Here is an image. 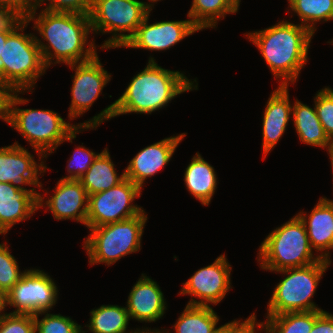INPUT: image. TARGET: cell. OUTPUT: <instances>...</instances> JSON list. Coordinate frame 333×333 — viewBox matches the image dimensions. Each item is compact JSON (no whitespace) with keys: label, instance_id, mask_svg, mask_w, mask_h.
Masks as SVG:
<instances>
[{"label":"cell","instance_id":"cell-1","mask_svg":"<svg viewBox=\"0 0 333 333\" xmlns=\"http://www.w3.org/2000/svg\"><path fill=\"white\" fill-rule=\"evenodd\" d=\"M146 65L142 71L132 77L117 100L92 119L76 125L98 127L103 121L129 113L151 115L152 112L168 106L178 95L193 89L198 90L196 78L192 81L181 71L162 68L152 56Z\"/></svg>","mask_w":333,"mask_h":333},{"label":"cell","instance_id":"cell-2","mask_svg":"<svg viewBox=\"0 0 333 333\" xmlns=\"http://www.w3.org/2000/svg\"><path fill=\"white\" fill-rule=\"evenodd\" d=\"M37 11L35 9L27 21H34L33 29L40 34V38H35L47 69L52 64L85 62L97 54L96 48L99 46L88 36L92 34L89 15L42 9L36 15Z\"/></svg>","mask_w":333,"mask_h":333},{"label":"cell","instance_id":"cell-3","mask_svg":"<svg viewBox=\"0 0 333 333\" xmlns=\"http://www.w3.org/2000/svg\"><path fill=\"white\" fill-rule=\"evenodd\" d=\"M244 36L257 47L278 85L290 86L298 81L314 37L307 28L283 19Z\"/></svg>","mask_w":333,"mask_h":333},{"label":"cell","instance_id":"cell-4","mask_svg":"<svg viewBox=\"0 0 333 333\" xmlns=\"http://www.w3.org/2000/svg\"><path fill=\"white\" fill-rule=\"evenodd\" d=\"M25 91H16L10 103L9 125L29 142L38 154V160L44 162L63 142L76 138L84 130L97 127L77 126L65 121L60 114L48 109H20L17 105L29 103V99L20 97Z\"/></svg>","mask_w":333,"mask_h":333},{"label":"cell","instance_id":"cell-5","mask_svg":"<svg viewBox=\"0 0 333 333\" xmlns=\"http://www.w3.org/2000/svg\"><path fill=\"white\" fill-rule=\"evenodd\" d=\"M257 254L261 270L270 272L304 267L321 260L314 254L305 225L297 214L271 231Z\"/></svg>","mask_w":333,"mask_h":333},{"label":"cell","instance_id":"cell-6","mask_svg":"<svg viewBox=\"0 0 333 333\" xmlns=\"http://www.w3.org/2000/svg\"><path fill=\"white\" fill-rule=\"evenodd\" d=\"M148 215L145 211L132 218L89 228L83 248L89 265L105 264L108 267L119 259L141 250V241Z\"/></svg>","mask_w":333,"mask_h":333},{"label":"cell","instance_id":"cell-7","mask_svg":"<svg viewBox=\"0 0 333 333\" xmlns=\"http://www.w3.org/2000/svg\"><path fill=\"white\" fill-rule=\"evenodd\" d=\"M27 21L15 33L7 36L0 55V81L9 84L15 91L33 93L37 80L45 74L40 48L34 33H24Z\"/></svg>","mask_w":333,"mask_h":333},{"label":"cell","instance_id":"cell-8","mask_svg":"<svg viewBox=\"0 0 333 333\" xmlns=\"http://www.w3.org/2000/svg\"><path fill=\"white\" fill-rule=\"evenodd\" d=\"M331 262L321 259L304 267L275 271L274 273L284 274L285 278L275 286L265 316L323 310L312 301V298Z\"/></svg>","mask_w":333,"mask_h":333},{"label":"cell","instance_id":"cell-9","mask_svg":"<svg viewBox=\"0 0 333 333\" xmlns=\"http://www.w3.org/2000/svg\"><path fill=\"white\" fill-rule=\"evenodd\" d=\"M150 9L139 0H92L89 14L93 34H112L101 49L121 48L135 34Z\"/></svg>","mask_w":333,"mask_h":333},{"label":"cell","instance_id":"cell-10","mask_svg":"<svg viewBox=\"0 0 333 333\" xmlns=\"http://www.w3.org/2000/svg\"><path fill=\"white\" fill-rule=\"evenodd\" d=\"M141 192L139 186L125 177L114 187L89 195L86 227H99L141 214L144 209L133 204Z\"/></svg>","mask_w":333,"mask_h":333},{"label":"cell","instance_id":"cell-11","mask_svg":"<svg viewBox=\"0 0 333 333\" xmlns=\"http://www.w3.org/2000/svg\"><path fill=\"white\" fill-rule=\"evenodd\" d=\"M58 287L48 273L26 269L20 280L6 293V306L14 307L12 314L36 315L49 312L58 301Z\"/></svg>","mask_w":333,"mask_h":333},{"label":"cell","instance_id":"cell-12","mask_svg":"<svg viewBox=\"0 0 333 333\" xmlns=\"http://www.w3.org/2000/svg\"><path fill=\"white\" fill-rule=\"evenodd\" d=\"M227 260L226 255L221 254L212 264L195 271L183 283L178 295L191 296L187 305L216 306L232 289L230 278L232 267Z\"/></svg>","mask_w":333,"mask_h":333},{"label":"cell","instance_id":"cell-13","mask_svg":"<svg viewBox=\"0 0 333 333\" xmlns=\"http://www.w3.org/2000/svg\"><path fill=\"white\" fill-rule=\"evenodd\" d=\"M75 70L71 87V104L69 105L68 118L75 120L90 110V107L102 94V90L111 80L101 61L98 53L90 60L68 65Z\"/></svg>","mask_w":333,"mask_h":333},{"label":"cell","instance_id":"cell-14","mask_svg":"<svg viewBox=\"0 0 333 333\" xmlns=\"http://www.w3.org/2000/svg\"><path fill=\"white\" fill-rule=\"evenodd\" d=\"M46 169L49 168L44 162H37L34 155L17 141L0 148V182L13 184L23 192L40 193L35 188L27 189L25 186L43 189L39 176L44 175L42 173Z\"/></svg>","mask_w":333,"mask_h":333},{"label":"cell","instance_id":"cell-15","mask_svg":"<svg viewBox=\"0 0 333 333\" xmlns=\"http://www.w3.org/2000/svg\"><path fill=\"white\" fill-rule=\"evenodd\" d=\"M149 11L135 34L123 46L124 48L165 51L184 38L200 31L188 17L186 20L156 21L149 23Z\"/></svg>","mask_w":333,"mask_h":333},{"label":"cell","instance_id":"cell-16","mask_svg":"<svg viewBox=\"0 0 333 333\" xmlns=\"http://www.w3.org/2000/svg\"><path fill=\"white\" fill-rule=\"evenodd\" d=\"M53 191L47 200L39 194L38 209L46 207L58 221L69 219L86 226L89 196L81 181L60 179Z\"/></svg>","mask_w":333,"mask_h":333},{"label":"cell","instance_id":"cell-17","mask_svg":"<svg viewBox=\"0 0 333 333\" xmlns=\"http://www.w3.org/2000/svg\"><path fill=\"white\" fill-rule=\"evenodd\" d=\"M185 136L186 133L173 135L141 149L124 169L125 177L142 189L147 178L154 176L169 163Z\"/></svg>","mask_w":333,"mask_h":333},{"label":"cell","instance_id":"cell-18","mask_svg":"<svg viewBox=\"0 0 333 333\" xmlns=\"http://www.w3.org/2000/svg\"><path fill=\"white\" fill-rule=\"evenodd\" d=\"M129 292L126 308L130 319L139 322H156L164 316L167 302L156 281L141 274Z\"/></svg>","mask_w":333,"mask_h":333},{"label":"cell","instance_id":"cell-19","mask_svg":"<svg viewBox=\"0 0 333 333\" xmlns=\"http://www.w3.org/2000/svg\"><path fill=\"white\" fill-rule=\"evenodd\" d=\"M288 90V86L278 85L265 105L262 116L263 160L282 138L292 118L293 103L289 99Z\"/></svg>","mask_w":333,"mask_h":333},{"label":"cell","instance_id":"cell-20","mask_svg":"<svg viewBox=\"0 0 333 333\" xmlns=\"http://www.w3.org/2000/svg\"><path fill=\"white\" fill-rule=\"evenodd\" d=\"M297 215L305 225L310 246L316 255L319 253L321 259L331 261L329 250H333V199L320 197L310 214L300 210Z\"/></svg>","mask_w":333,"mask_h":333},{"label":"cell","instance_id":"cell-21","mask_svg":"<svg viewBox=\"0 0 333 333\" xmlns=\"http://www.w3.org/2000/svg\"><path fill=\"white\" fill-rule=\"evenodd\" d=\"M39 194L23 192L13 184L0 182V235H6L16 223L35 214Z\"/></svg>","mask_w":333,"mask_h":333},{"label":"cell","instance_id":"cell-22","mask_svg":"<svg viewBox=\"0 0 333 333\" xmlns=\"http://www.w3.org/2000/svg\"><path fill=\"white\" fill-rule=\"evenodd\" d=\"M292 120L300 142L326 149L329 156L332 154L333 142L324 131L315 105L311 108L300 100L295 99L292 107Z\"/></svg>","mask_w":333,"mask_h":333},{"label":"cell","instance_id":"cell-23","mask_svg":"<svg viewBox=\"0 0 333 333\" xmlns=\"http://www.w3.org/2000/svg\"><path fill=\"white\" fill-rule=\"evenodd\" d=\"M183 177L189 193L203 206H208L217 189L215 168L197 152L185 169Z\"/></svg>","mask_w":333,"mask_h":333},{"label":"cell","instance_id":"cell-24","mask_svg":"<svg viewBox=\"0 0 333 333\" xmlns=\"http://www.w3.org/2000/svg\"><path fill=\"white\" fill-rule=\"evenodd\" d=\"M114 166L110 152L106 147L98 154L89 169L79 179L87 191L88 196L106 191L125 178L124 172L119 176Z\"/></svg>","mask_w":333,"mask_h":333},{"label":"cell","instance_id":"cell-25","mask_svg":"<svg viewBox=\"0 0 333 333\" xmlns=\"http://www.w3.org/2000/svg\"><path fill=\"white\" fill-rule=\"evenodd\" d=\"M129 321L130 316L126 306L101 305L90 311L89 323L84 326L88 328L84 331V327H82V333L88 331L92 333H135L141 329L136 328L128 331Z\"/></svg>","mask_w":333,"mask_h":333},{"label":"cell","instance_id":"cell-26","mask_svg":"<svg viewBox=\"0 0 333 333\" xmlns=\"http://www.w3.org/2000/svg\"><path fill=\"white\" fill-rule=\"evenodd\" d=\"M219 316L212 306H193L187 305L183 312L178 316L177 321L172 327L175 333H215L220 326ZM170 331V332H169ZM161 333H172L171 330L163 328Z\"/></svg>","mask_w":333,"mask_h":333},{"label":"cell","instance_id":"cell-27","mask_svg":"<svg viewBox=\"0 0 333 333\" xmlns=\"http://www.w3.org/2000/svg\"><path fill=\"white\" fill-rule=\"evenodd\" d=\"M324 310L288 312L275 316H265V333H310L316 318Z\"/></svg>","mask_w":333,"mask_h":333},{"label":"cell","instance_id":"cell-28","mask_svg":"<svg viewBox=\"0 0 333 333\" xmlns=\"http://www.w3.org/2000/svg\"><path fill=\"white\" fill-rule=\"evenodd\" d=\"M288 9L294 12L300 25L307 28L313 35L318 22L333 20V0H288Z\"/></svg>","mask_w":333,"mask_h":333},{"label":"cell","instance_id":"cell-29","mask_svg":"<svg viewBox=\"0 0 333 333\" xmlns=\"http://www.w3.org/2000/svg\"><path fill=\"white\" fill-rule=\"evenodd\" d=\"M235 13L225 0H192L187 17L202 31L217 28L218 21L224 19L227 14Z\"/></svg>","mask_w":333,"mask_h":333},{"label":"cell","instance_id":"cell-30","mask_svg":"<svg viewBox=\"0 0 333 333\" xmlns=\"http://www.w3.org/2000/svg\"><path fill=\"white\" fill-rule=\"evenodd\" d=\"M43 318L39 319V316ZM35 333H82L79 325L71 317L48 312H39L34 315Z\"/></svg>","mask_w":333,"mask_h":333},{"label":"cell","instance_id":"cell-31","mask_svg":"<svg viewBox=\"0 0 333 333\" xmlns=\"http://www.w3.org/2000/svg\"><path fill=\"white\" fill-rule=\"evenodd\" d=\"M7 245V242L0 243V290L5 294L13 288L25 272V270H19V263Z\"/></svg>","mask_w":333,"mask_h":333},{"label":"cell","instance_id":"cell-32","mask_svg":"<svg viewBox=\"0 0 333 333\" xmlns=\"http://www.w3.org/2000/svg\"><path fill=\"white\" fill-rule=\"evenodd\" d=\"M314 99V105L318 118L328 138L333 142V89L323 87L318 90Z\"/></svg>","mask_w":333,"mask_h":333},{"label":"cell","instance_id":"cell-33","mask_svg":"<svg viewBox=\"0 0 333 333\" xmlns=\"http://www.w3.org/2000/svg\"><path fill=\"white\" fill-rule=\"evenodd\" d=\"M98 154L83 146V143L81 146H77L75 151H73V155L67 161L68 165L66 169L68 175L60 179L79 180L92 165Z\"/></svg>","mask_w":333,"mask_h":333},{"label":"cell","instance_id":"cell-34","mask_svg":"<svg viewBox=\"0 0 333 333\" xmlns=\"http://www.w3.org/2000/svg\"><path fill=\"white\" fill-rule=\"evenodd\" d=\"M47 1L49 3L42 10L89 15L92 7V0H36V9L41 8Z\"/></svg>","mask_w":333,"mask_h":333},{"label":"cell","instance_id":"cell-35","mask_svg":"<svg viewBox=\"0 0 333 333\" xmlns=\"http://www.w3.org/2000/svg\"><path fill=\"white\" fill-rule=\"evenodd\" d=\"M0 333H35L34 316L7 313L0 320Z\"/></svg>","mask_w":333,"mask_h":333},{"label":"cell","instance_id":"cell-36","mask_svg":"<svg viewBox=\"0 0 333 333\" xmlns=\"http://www.w3.org/2000/svg\"><path fill=\"white\" fill-rule=\"evenodd\" d=\"M27 22V17L12 6L0 4V33L13 34Z\"/></svg>","mask_w":333,"mask_h":333},{"label":"cell","instance_id":"cell-37","mask_svg":"<svg viewBox=\"0 0 333 333\" xmlns=\"http://www.w3.org/2000/svg\"><path fill=\"white\" fill-rule=\"evenodd\" d=\"M257 315L253 312L244 321L241 318L234 319L223 325V333H260L264 331L263 322H257ZM257 328V329H256ZM260 329V332L259 330Z\"/></svg>","mask_w":333,"mask_h":333},{"label":"cell","instance_id":"cell-38","mask_svg":"<svg viewBox=\"0 0 333 333\" xmlns=\"http://www.w3.org/2000/svg\"><path fill=\"white\" fill-rule=\"evenodd\" d=\"M16 91L7 83L0 81V119L9 123L10 103Z\"/></svg>","mask_w":333,"mask_h":333},{"label":"cell","instance_id":"cell-39","mask_svg":"<svg viewBox=\"0 0 333 333\" xmlns=\"http://www.w3.org/2000/svg\"><path fill=\"white\" fill-rule=\"evenodd\" d=\"M310 333H333V314L323 311L314 321Z\"/></svg>","mask_w":333,"mask_h":333},{"label":"cell","instance_id":"cell-40","mask_svg":"<svg viewBox=\"0 0 333 333\" xmlns=\"http://www.w3.org/2000/svg\"><path fill=\"white\" fill-rule=\"evenodd\" d=\"M0 4L12 6L26 17L36 9V0H0Z\"/></svg>","mask_w":333,"mask_h":333},{"label":"cell","instance_id":"cell-41","mask_svg":"<svg viewBox=\"0 0 333 333\" xmlns=\"http://www.w3.org/2000/svg\"><path fill=\"white\" fill-rule=\"evenodd\" d=\"M6 307V294L0 290V320L7 314Z\"/></svg>","mask_w":333,"mask_h":333},{"label":"cell","instance_id":"cell-42","mask_svg":"<svg viewBox=\"0 0 333 333\" xmlns=\"http://www.w3.org/2000/svg\"><path fill=\"white\" fill-rule=\"evenodd\" d=\"M227 4L237 13L241 0H225Z\"/></svg>","mask_w":333,"mask_h":333},{"label":"cell","instance_id":"cell-43","mask_svg":"<svg viewBox=\"0 0 333 333\" xmlns=\"http://www.w3.org/2000/svg\"><path fill=\"white\" fill-rule=\"evenodd\" d=\"M9 34H3V33H0V55L2 54V51H3V44L6 43V40H7V36Z\"/></svg>","mask_w":333,"mask_h":333},{"label":"cell","instance_id":"cell-44","mask_svg":"<svg viewBox=\"0 0 333 333\" xmlns=\"http://www.w3.org/2000/svg\"><path fill=\"white\" fill-rule=\"evenodd\" d=\"M150 2H146V6L150 9V10H153L154 8V3H157L158 1H161V0H148Z\"/></svg>","mask_w":333,"mask_h":333},{"label":"cell","instance_id":"cell-45","mask_svg":"<svg viewBox=\"0 0 333 333\" xmlns=\"http://www.w3.org/2000/svg\"><path fill=\"white\" fill-rule=\"evenodd\" d=\"M144 329H146V330H152V331H154V332H160V329H158V328H156V329H151V328H148V327H142V329H138L135 333H144Z\"/></svg>","mask_w":333,"mask_h":333},{"label":"cell","instance_id":"cell-46","mask_svg":"<svg viewBox=\"0 0 333 333\" xmlns=\"http://www.w3.org/2000/svg\"><path fill=\"white\" fill-rule=\"evenodd\" d=\"M215 333H223V325H221Z\"/></svg>","mask_w":333,"mask_h":333},{"label":"cell","instance_id":"cell-47","mask_svg":"<svg viewBox=\"0 0 333 333\" xmlns=\"http://www.w3.org/2000/svg\"><path fill=\"white\" fill-rule=\"evenodd\" d=\"M144 333H161V332H154L152 330H146V329H144Z\"/></svg>","mask_w":333,"mask_h":333},{"label":"cell","instance_id":"cell-48","mask_svg":"<svg viewBox=\"0 0 333 333\" xmlns=\"http://www.w3.org/2000/svg\"><path fill=\"white\" fill-rule=\"evenodd\" d=\"M329 158H330V160H331V161H330V162H331L330 164H333V152H332V154L329 156Z\"/></svg>","mask_w":333,"mask_h":333}]
</instances>
